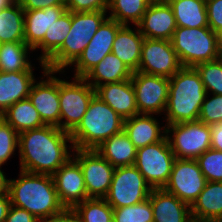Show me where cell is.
Masks as SVG:
<instances>
[{
  "label": "cell",
  "mask_w": 222,
  "mask_h": 222,
  "mask_svg": "<svg viewBox=\"0 0 222 222\" xmlns=\"http://www.w3.org/2000/svg\"><path fill=\"white\" fill-rule=\"evenodd\" d=\"M19 177L8 179L11 205L27 210L39 220L59 215L65 210L58 199L52 175L20 170Z\"/></svg>",
  "instance_id": "obj_2"
},
{
  "label": "cell",
  "mask_w": 222,
  "mask_h": 222,
  "mask_svg": "<svg viewBox=\"0 0 222 222\" xmlns=\"http://www.w3.org/2000/svg\"><path fill=\"white\" fill-rule=\"evenodd\" d=\"M150 4V0H108L107 10H111L108 18L121 25L132 22L137 26Z\"/></svg>",
  "instance_id": "obj_33"
},
{
  "label": "cell",
  "mask_w": 222,
  "mask_h": 222,
  "mask_svg": "<svg viewBox=\"0 0 222 222\" xmlns=\"http://www.w3.org/2000/svg\"><path fill=\"white\" fill-rule=\"evenodd\" d=\"M176 157L167 137L137 149L134 166L143 175L152 189H161L167 184Z\"/></svg>",
  "instance_id": "obj_9"
},
{
  "label": "cell",
  "mask_w": 222,
  "mask_h": 222,
  "mask_svg": "<svg viewBox=\"0 0 222 222\" xmlns=\"http://www.w3.org/2000/svg\"><path fill=\"white\" fill-rule=\"evenodd\" d=\"M207 93L202 103L198 120L207 125L222 122V95L212 94V98H208Z\"/></svg>",
  "instance_id": "obj_39"
},
{
  "label": "cell",
  "mask_w": 222,
  "mask_h": 222,
  "mask_svg": "<svg viewBox=\"0 0 222 222\" xmlns=\"http://www.w3.org/2000/svg\"><path fill=\"white\" fill-rule=\"evenodd\" d=\"M67 10L66 6H52L38 10H24V40L34 49L50 26Z\"/></svg>",
  "instance_id": "obj_22"
},
{
  "label": "cell",
  "mask_w": 222,
  "mask_h": 222,
  "mask_svg": "<svg viewBox=\"0 0 222 222\" xmlns=\"http://www.w3.org/2000/svg\"><path fill=\"white\" fill-rule=\"evenodd\" d=\"M209 27L217 34L222 32V0H206Z\"/></svg>",
  "instance_id": "obj_41"
},
{
  "label": "cell",
  "mask_w": 222,
  "mask_h": 222,
  "mask_svg": "<svg viewBox=\"0 0 222 222\" xmlns=\"http://www.w3.org/2000/svg\"><path fill=\"white\" fill-rule=\"evenodd\" d=\"M33 49L25 42L0 44V72L33 71L28 51Z\"/></svg>",
  "instance_id": "obj_31"
},
{
  "label": "cell",
  "mask_w": 222,
  "mask_h": 222,
  "mask_svg": "<svg viewBox=\"0 0 222 222\" xmlns=\"http://www.w3.org/2000/svg\"><path fill=\"white\" fill-rule=\"evenodd\" d=\"M35 81L33 71L0 72V111L27 99Z\"/></svg>",
  "instance_id": "obj_23"
},
{
  "label": "cell",
  "mask_w": 222,
  "mask_h": 222,
  "mask_svg": "<svg viewBox=\"0 0 222 222\" xmlns=\"http://www.w3.org/2000/svg\"><path fill=\"white\" fill-rule=\"evenodd\" d=\"M95 95L108 104L123 120L139 114L131 79L98 86L95 89Z\"/></svg>",
  "instance_id": "obj_19"
},
{
  "label": "cell",
  "mask_w": 222,
  "mask_h": 222,
  "mask_svg": "<svg viewBox=\"0 0 222 222\" xmlns=\"http://www.w3.org/2000/svg\"><path fill=\"white\" fill-rule=\"evenodd\" d=\"M144 38L171 40L177 28L172 8L165 0L151 2L137 25Z\"/></svg>",
  "instance_id": "obj_18"
},
{
  "label": "cell",
  "mask_w": 222,
  "mask_h": 222,
  "mask_svg": "<svg viewBox=\"0 0 222 222\" xmlns=\"http://www.w3.org/2000/svg\"><path fill=\"white\" fill-rule=\"evenodd\" d=\"M190 208L192 219L209 221L222 219V182L207 181L205 188Z\"/></svg>",
  "instance_id": "obj_26"
},
{
  "label": "cell",
  "mask_w": 222,
  "mask_h": 222,
  "mask_svg": "<svg viewBox=\"0 0 222 222\" xmlns=\"http://www.w3.org/2000/svg\"><path fill=\"white\" fill-rule=\"evenodd\" d=\"M58 199L65 209L86 200L84 176L79 163L71 157L52 175Z\"/></svg>",
  "instance_id": "obj_17"
},
{
  "label": "cell",
  "mask_w": 222,
  "mask_h": 222,
  "mask_svg": "<svg viewBox=\"0 0 222 222\" xmlns=\"http://www.w3.org/2000/svg\"><path fill=\"white\" fill-rule=\"evenodd\" d=\"M123 25L117 21L107 19L101 24L84 51L72 64L75 67L74 77H84L106 55L111 53L117 31Z\"/></svg>",
  "instance_id": "obj_15"
},
{
  "label": "cell",
  "mask_w": 222,
  "mask_h": 222,
  "mask_svg": "<svg viewBox=\"0 0 222 222\" xmlns=\"http://www.w3.org/2000/svg\"><path fill=\"white\" fill-rule=\"evenodd\" d=\"M0 167V195L8 192V179Z\"/></svg>",
  "instance_id": "obj_47"
},
{
  "label": "cell",
  "mask_w": 222,
  "mask_h": 222,
  "mask_svg": "<svg viewBox=\"0 0 222 222\" xmlns=\"http://www.w3.org/2000/svg\"><path fill=\"white\" fill-rule=\"evenodd\" d=\"M153 114H137L124 120L123 131L136 149L160 142L166 137V125L160 127Z\"/></svg>",
  "instance_id": "obj_21"
},
{
  "label": "cell",
  "mask_w": 222,
  "mask_h": 222,
  "mask_svg": "<svg viewBox=\"0 0 222 222\" xmlns=\"http://www.w3.org/2000/svg\"><path fill=\"white\" fill-rule=\"evenodd\" d=\"M131 81L139 114L165 112L169 94L168 78L135 71Z\"/></svg>",
  "instance_id": "obj_14"
},
{
  "label": "cell",
  "mask_w": 222,
  "mask_h": 222,
  "mask_svg": "<svg viewBox=\"0 0 222 222\" xmlns=\"http://www.w3.org/2000/svg\"><path fill=\"white\" fill-rule=\"evenodd\" d=\"M181 68L171 40L144 38L138 71L169 79Z\"/></svg>",
  "instance_id": "obj_13"
},
{
  "label": "cell",
  "mask_w": 222,
  "mask_h": 222,
  "mask_svg": "<svg viewBox=\"0 0 222 222\" xmlns=\"http://www.w3.org/2000/svg\"><path fill=\"white\" fill-rule=\"evenodd\" d=\"M65 6L70 12L108 11V0H66Z\"/></svg>",
  "instance_id": "obj_40"
},
{
  "label": "cell",
  "mask_w": 222,
  "mask_h": 222,
  "mask_svg": "<svg viewBox=\"0 0 222 222\" xmlns=\"http://www.w3.org/2000/svg\"><path fill=\"white\" fill-rule=\"evenodd\" d=\"M78 222H112L113 208L104 198H87L71 209Z\"/></svg>",
  "instance_id": "obj_34"
},
{
  "label": "cell",
  "mask_w": 222,
  "mask_h": 222,
  "mask_svg": "<svg viewBox=\"0 0 222 222\" xmlns=\"http://www.w3.org/2000/svg\"><path fill=\"white\" fill-rule=\"evenodd\" d=\"M190 222H218V221H209V220H196V219H192Z\"/></svg>",
  "instance_id": "obj_50"
},
{
  "label": "cell",
  "mask_w": 222,
  "mask_h": 222,
  "mask_svg": "<svg viewBox=\"0 0 222 222\" xmlns=\"http://www.w3.org/2000/svg\"><path fill=\"white\" fill-rule=\"evenodd\" d=\"M68 142L72 145L70 133L53 125L20 132L18 135L20 170L53 175L73 156L68 147L74 150V146H68Z\"/></svg>",
  "instance_id": "obj_1"
},
{
  "label": "cell",
  "mask_w": 222,
  "mask_h": 222,
  "mask_svg": "<svg viewBox=\"0 0 222 222\" xmlns=\"http://www.w3.org/2000/svg\"><path fill=\"white\" fill-rule=\"evenodd\" d=\"M108 11L71 12V28L62 46L44 63L46 70L62 72L84 51Z\"/></svg>",
  "instance_id": "obj_5"
},
{
  "label": "cell",
  "mask_w": 222,
  "mask_h": 222,
  "mask_svg": "<svg viewBox=\"0 0 222 222\" xmlns=\"http://www.w3.org/2000/svg\"><path fill=\"white\" fill-rule=\"evenodd\" d=\"M219 48H222V32L218 34Z\"/></svg>",
  "instance_id": "obj_49"
},
{
  "label": "cell",
  "mask_w": 222,
  "mask_h": 222,
  "mask_svg": "<svg viewBox=\"0 0 222 222\" xmlns=\"http://www.w3.org/2000/svg\"><path fill=\"white\" fill-rule=\"evenodd\" d=\"M72 153L82 169L87 197L104 198L111 186L115 167L95 150L74 149Z\"/></svg>",
  "instance_id": "obj_12"
},
{
  "label": "cell",
  "mask_w": 222,
  "mask_h": 222,
  "mask_svg": "<svg viewBox=\"0 0 222 222\" xmlns=\"http://www.w3.org/2000/svg\"><path fill=\"white\" fill-rule=\"evenodd\" d=\"M201 76L195 67H182L169 78L166 125L198 121L206 96Z\"/></svg>",
  "instance_id": "obj_3"
},
{
  "label": "cell",
  "mask_w": 222,
  "mask_h": 222,
  "mask_svg": "<svg viewBox=\"0 0 222 222\" xmlns=\"http://www.w3.org/2000/svg\"><path fill=\"white\" fill-rule=\"evenodd\" d=\"M151 191V186L134 165L116 167L104 199L112 208H121L148 199Z\"/></svg>",
  "instance_id": "obj_10"
},
{
  "label": "cell",
  "mask_w": 222,
  "mask_h": 222,
  "mask_svg": "<svg viewBox=\"0 0 222 222\" xmlns=\"http://www.w3.org/2000/svg\"><path fill=\"white\" fill-rule=\"evenodd\" d=\"M172 8L177 27L199 28L208 25L206 0H166Z\"/></svg>",
  "instance_id": "obj_28"
},
{
  "label": "cell",
  "mask_w": 222,
  "mask_h": 222,
  "mask_svg": "<svg viewBox=\"0 0 222 222\" xmlns=\"http://www.w3.org/2000/svg\"><path fill=\"white\" fill-rule=\"evenodd\" d=\"M206 183L197 160L176 158L170 178L163 189L191 207Z\"/></svg>",
  "instance_id": "obj_11"
},
{
  "label": "cell",
  "mask_w": 222,
  "mask_h": 222,
  "mask_svg": "<svg viewBox=\"0 0 222 222\" xmlns=\"http://www.w3.org/2000/svg\"><path fill=\"white\" fill-rule=\"evenodd\" d=\"M133 72L112 52L106 55L83 78L94 88L106 83L131 79ZM105 81V82H104Z\"/></svg>",
  "instance_id": "obj_25"
},
{
  "label": "cell",
  "mask_w": 222,
  "mask_h": 222,
  "mask_svg": "<svg viewBox=\"0 0 222 222\" xmlns=\"http://www.w3.org/2000/svg\"><path fill=\"white\" fill-rule=\"evenodd\" d=\"M95 151L116 168L134 165L137 149L122 131L104 141Z\"/></svg>",
  "instance_id": "obj_27"
},
{
  "label": "cell",
  "mask_w": 222,
  "mask_h": 222,
  "mask_svg": "<svg viewBox=\"0 0 222 222\" xmlns=\"http://www.w3.org/2000/svg\"><path fill=\"white\" fill-rule=\"evenodd\" d=\"M71 28V12L66 10L50 28L47 29L44 39L33 49H40L38 57L42 70H46L45 62L62 46Z\"/></svg>",
  "instance_id": "obj_29"
},
{
  "label": "cell",
  "mask_w": 222,
  "mask_h": 222,
  "mask_svg": "<svg viewBox=\"0 0 222 222\" xmlns=\"http://www.w3.org/2000/svg\"><path fill=\"white\" fill-rule=\"evenodd\" d=\"M114 222H153V210L148 199L121 208H113Z\"/></svg>",
  "instance_id": "obj_36"
},
{
  "label": "cell",
  "mask_w": 222,
  "mask_h": 222,
  "mask_svg": "<svg viewBox=\"0 0 222 222\" xmlns=\"http://www.w3.org/2000/svg\"><path fill=\"white\" fill-rule=\"evenodd\" d=\"M200 170L207 181L222 182V152L209 149L197 159Z\"/></svg>",
  "instance_id": "obj_37"
},
{
  "label": "cell",
  "mask_w": 222,
  "mask_h": 222,
  "mask_svg": "<svg viewBox=\"0 0 222 222\" xmlns=\"http://www.w3.org/2000/svg\"><path fill=\"white\" fill-rule=\"evenodd\" d=\"M38 222H78V219L71 209H65L59 215L47 219H41Z\"/></svg>",
  "instance_id": "obj_45"
},
{
  "label": "cell",
  "mask_w": 222,
  "mask_h": 222,
  "mask_svg": "<svg viewBox=\"0 0 222 222\" xmlns=\"http://www.w3.org/2000/svg\"><path fill=\"white\" fill-rule=\"evenodd\" d=\"M211 148L222 152V122L210 125Z\"/></svg>",
  "instance_id": "obj_44"
},
{
  "label": "cell",
  "mask_w": 222,
  "mask_h": 222,
  "mask_svg": "<svg viewBox=\"0 0 222 222\" xmlns=\"http://www.w3.org/2000/svg\"><path fill=\"white\" fill-rule=\"evenodd\" d=\"M34 215L27 210L11 205L4 222H38Z\"/></svg>",
  "instance_id": "obj_42"
},
{
  "label": "cell",
  "mask_w": 222,
  "mask_h": 222,
  "mask_svg": "<svg viewBox=\"0 0 222 222\" xmlns=\"http://www.w3.org/2000/svg\"><path fill=\"white\" fill-rule=\"evenodd\" d=\"M133 31L129 25H123L115 36L112 53L116 55L132 71H138L141 58V47L144 36L138 26Z\"/></svg>",
  "instance_id": "obj_24"
},
{
  "label": "cell",
  "mask_w": 222,
  "mask_h": 222,
  "mask_svg": "<svg viewBox=\"0 0 222 222\" xmlns=\"http://www.w3.org/2000/svg\"><path fill=\"white\" fill-rule=\"evenodd\" d=\"M18 135L4 119L0 121V167L14 155L18 146Z\"/></svg>",
  "instance_id": "obj_38"
},
{
  "label": "cell",
  "mask_w": 222,
  "mask_h": 222,
  "mask_svg": "<svg viewBox=\"0 0 222 222\" xmlns=\"http://www.w3.org/2000/svg\"><path fill=\"white\" fill-rule=\"evenodd\" d=\"M124 120L96 95L79 125L70 133L74 149L95 150L104 141L123 131Z\"/></svg>",
  "instance_id": "obj_4"
},
{
  "label": "cell",
  "mask_w": 222,
  "mask_h": 222,
  "mask_svg": "<svg viewBox=\"0 0 222 222\" xmlns=\"http://www.w3.org/2000/svg\"><path fill=\"white\" fill-rule=\"evenodd\" d=\"M149 200L152 204L153 222H190L192 220L190 206L163 188L152 189Z\"/></svg>",
  "instance_id": "obj_20"
},
{
  "label": "cell",
  "mask_w": 222,
  "mask_h": 222,
  "mask_svg": "<svg viewBox=\"0 0 222 222\" xmlns=\"http://www.w3.org/2000/svg\"><path fill=\"white\" fill-rule=\"evenodd\" d=\"M6 42H25L24 9L18 1L0 11V44Z\"/></svg>",
  "instance_id": "obj_32"
},
{
  "label": "cell",
  "mask_w": 222,
  "mask_h": 222,
  "mask_svg": "<svg viewBox=\"0 0 222 222\" xmlns=\"http://www.w3.org/2000/svg\"><path fill=\"white\" fill-rule=\"evenodd\" d=\"M166 137L178 159L196 160L211 149L210 125L199 120L166 125Z\"/></svg>",
  "instance_id": "obj_7"
},
{
  "label": "cell",
  "mask_w": 222,
  "mask_h": 222,
  "mask_svg": "<svg viewBox=\"0 0 222 222\" xmlns=\"http://www.w3.org/2000/svg\"><path fill=\"white\" fill-rule=\"evenodd\" d=\"M3 119L19 134L20 132L40 128L46 125L29 98L20 100L10 106Z\"/></svg>",
  "instance_id": "obj_30"
},
{
  "label": "cell",
  "mask_w": 222,
  "mask_h": 222,
  "mask_svg": "<svg viewBox=\"0 0 222 222\" xmlns=\"http://www.w3.org/2000/svg\"><path fill=\"white\" fill-rule=\"evenodd\" d=\"M24 10H38L52 6H65L66 0H18Z\"/></svg>",
  "instance_id": "obj_43"
},
{
  "label": "cell",
  "mask_w": 222,
  "mask_h": 222,
  "mask_svg": "<svg viewBox=\"0 0 222 222\" xmlns=\"http://www.w3.org/2000/svg\"><path fill=\"white\" fill-rule=\"evenodd\" d=\"M42 73L46 80L35 81L28 98L46 125L60 128L59 78L53 76L60 72L43 70Z\"/></svg>",
  "instance_id": "obj_16"
},
{
  "label": "cell",
  "mask_w": 222,
  "mask_h": 222,
  "mask_svg": "<svg viewBox=\"0 0 222 222\" xmlns=\"http://www.w3.org/2000/svg\"><path fill=\"white\" fill-rule=\"evenodd\" d=\"M59 79L60 129L71 133L81 122L95 89L82 77ZM65 121H62V120Z\"/></svg>",
  "instance_id": "obj_8"
},
{
  "label": "cell",
  "mask_w": 222,
  "mask_h": 222,
  "mask_svg": "<svg viewBox=\"0 0 222 222\" xmlns=\"http://www.w3.org/2000/svg\"><path fill=\"white\" fill-rule=\"evenodd\" d=\"M171 43L182 67H195L199 63L219 58L218 34L209 26L177 27Z\"/></svg>",
  "instance_id": "obj_6"
},
{
  "label": "cell",
  "mask_w": 222,
  "mask_h": 222,
  "mask_svg": "<svg viewBox=\"0 0 222 222\" xmlns=\"http://www.w3.org/2000/svg\"><path fill=\"white\" fill-rule=\"evenodd\" d=\"M11 206L9 193L0 195V222H4Z\"/></svg>",
  "instance_id": "obj_46"
},
{
  "label": "cell",
  "mask_w": 222,
  "mask_h": 222,
  "mask_svg": "<svg viewBox=\"0 0 222 222\" xmlns=\"http://www.w3.org/2000/svg\"><path fill=\"white\" fill-rule=\"evenodd\" d=\"M3 119V113L0 111V121Z\"/></svg>",
  "instance_id": "obj_52"
},
{
  "label": "cell",
  "mask_w": 222,
  "mask_h": 222,
  "mask_svg": "<svg viewBox=\"0 0 222 222\" xmlns=\"http://www.w3.org/2000/svg\"><path fill=\"white\" fill-rule=\"evenodd\" d=\"M219 49H220L219 59L222 61V48Z\"/></svg>",
  "instance_id": "obj_51"
},
{
  "label": "cell",
  "mask_w": 222,
  "mask_h": 222,
  "mask_svg": "<svg viewBox=\"0 0 222 222\" xmlns=\"http://www.w3.org/2000/svg\"><path fill=\"white\" fill-rule=\"evenodd\" d=\"M18 0H0V11L11 7Z\"/></svg>",
  "instance_id": "obj_48"
},
{
  "label": "cell",
  "mask_w": 222,
  "mask_h": 222,
  "mask_svg": "<svg viewBox=\"0 0 222 222\" xmlns=\"http://www.w3.org/2000/svg\"><path fill=\"white\" fill-rule=\"evenodd\" d=\"M195 69L201 76L206 93L222 95V61L219 58L199 63Z\"/></svg>",
  "instance_id": "obj_35"
}]
</instances>
